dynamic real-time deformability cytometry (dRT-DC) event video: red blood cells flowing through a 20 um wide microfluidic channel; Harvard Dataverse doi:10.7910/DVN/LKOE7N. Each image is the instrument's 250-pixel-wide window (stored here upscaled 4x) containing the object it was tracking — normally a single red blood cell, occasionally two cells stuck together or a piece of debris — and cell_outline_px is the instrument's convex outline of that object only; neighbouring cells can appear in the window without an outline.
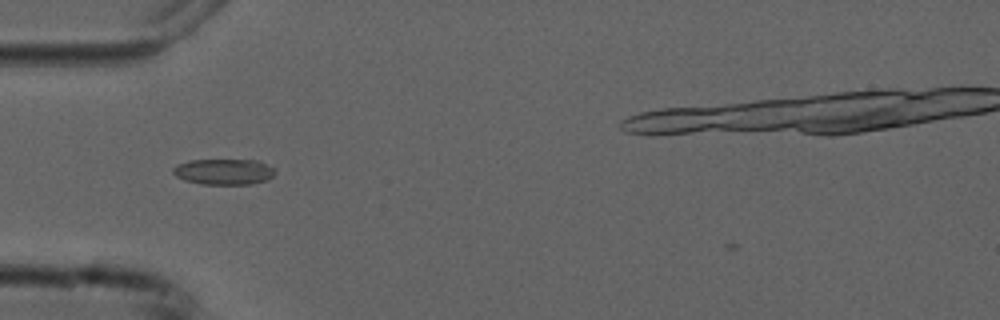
{"species": "common noctule bat (a hibernating species)", "species_latin": "Nyctalus noctula", "temperature_condition": "cold", "stored_images_in_passage": 3, "camera_frame_rate_fps": 3000, "um_per_image_px": 0.085, "animal": {"sex": "male", "forearm_length_mm": 52.5}, "frame": {"image": 1, "passage_image": 1, "time_ms": 0.0, "image_size_px": [1000, 320], "cell_outline_px": [[276, 172], [268, 180], [252, 184], [200, 184], [184, 180], [176, 176], [172, 172], [172, 168], [176, 164], [188, 160], [260, 160], [276, 168]], "centroid_in_image_um": [19.05, 14.59], "position_along_channel_um": 66.0, "area_um2": 15.66}}
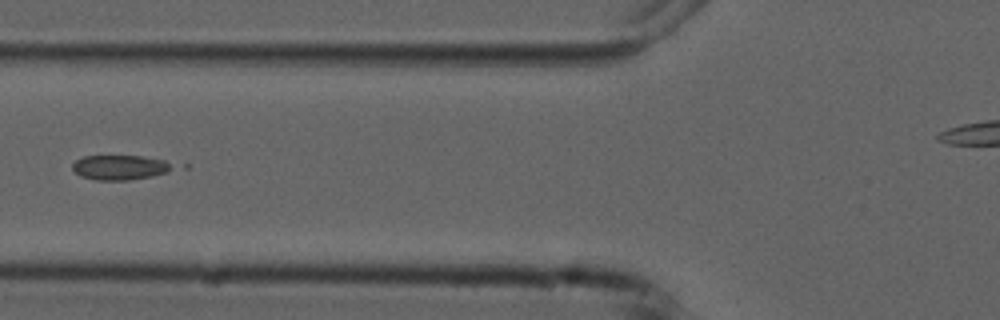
{"frame": {"image": 2, "passage_image": 2, "time_ms": 1.333, "image_size_px": [1000, 320], "cell_outline_px": [[176, 168], [168, 172], [152, 176], [128, 180], [96, 180], [80, 176], [72, 168], [72, 164], [76, 160], [84, 156], [140, 156], [164, 160], [172, 164]], "centroid_in_image_um": [10.21, 14.23], "position_along_channel_um": 115.6, "area_um2": 14.45}}
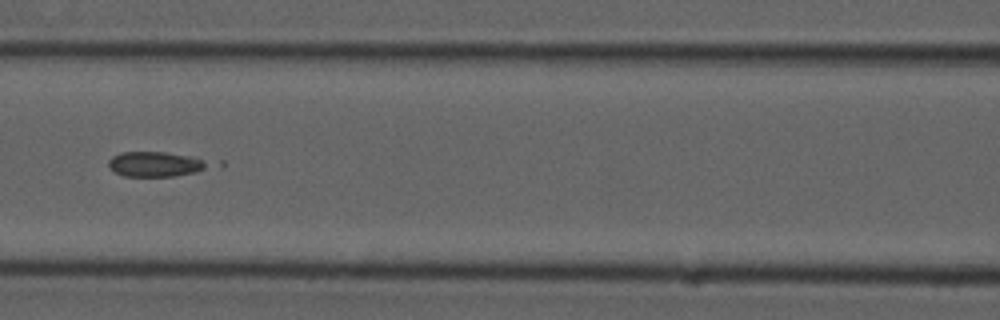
{"frame": {"image": 3, "passage_image": 3, "time_ms": 2.333, "image_size_px": [1000, 320], "cell_outline_px": [[212, 164], [196, 172], [176, 176], [124, 176], [116, 172], [108, 164], [108, 160], [112, 156], [120, 152], [164, 152], [192, 156]], "centroid_in_image_um": [13.19, 13.95], "position_along_channel_um": 153.4, "area_um2": 14.39}}